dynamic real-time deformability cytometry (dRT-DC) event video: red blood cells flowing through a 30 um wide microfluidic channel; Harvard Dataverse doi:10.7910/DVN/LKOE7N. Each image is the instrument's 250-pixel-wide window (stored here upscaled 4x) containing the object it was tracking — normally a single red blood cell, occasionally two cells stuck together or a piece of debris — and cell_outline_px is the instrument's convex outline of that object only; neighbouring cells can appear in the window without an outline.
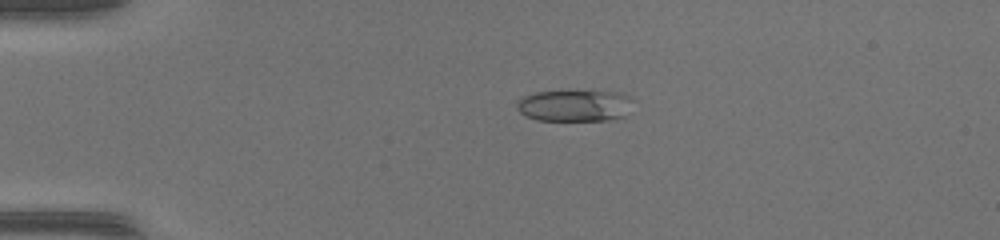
{"species": "common noctule bat (a hibernating species)", "species_latin": "Nyctalus noctula", "temperature_condition": "warm", "stored_images_in_passage": 51, "camera_frame_rate_fps": 3000, "um_per_image_px": 0.085, "animal": {"sex": "female", "body_mass_g": 17.0, "forearm_length_mm": 48.0}, "frame": {"image": 1, "passage_image": 12, "time_ms": 3.667, "image_size_px": [1000, 240], "cell_outline_px": [[632, 100], [624, 116], [608, 120], [540, 120], [528, 116], [520, 112], [516, 108], [516, 104], [524, 96], [536, 92], [616, 92], [628, 96]], "centroid_in_image_um": [48.82, 8.99], "position_along_channel_um": 36.2, "area_um2": 20.75}}
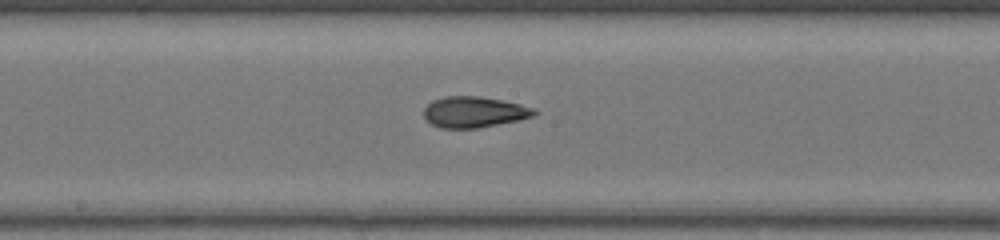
{"frame": {"image": 2, "passage_image": 28, "time_ms": 9.0, "image_size_px": [1000, 240], "cell_outline_px": [[540, 112], [532, 116], [516, 120], [476, 128], [440, 128], [424, 120], [424, 108], [432, 100], [444, 96], [480, 96], [520, 104], [532, 108]], "centroid_in_image_um": [40.24, 9.51], "position_along_channel_um": 208.0, "area_um2": 19.77}}
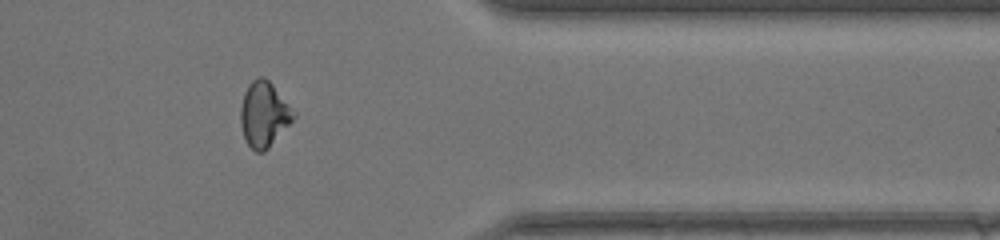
{"frame": {"image": 3, "passage_image": 42, "time_ms": 13.667, "image_size_px": [1000, 240], "cell_outline_px": [[296, 116], [268, 148], [264, 152], [256, 152], [244, 140], [240, 124], [240, 108], [244, 92], [248, 84], [256, 76], [264, 76], [272, 84], [296, 112]], "centroid_in_image_um": [22.41, 9.7], "position_along_channel_um": 389.0, "area_um2": 20.23}, "authors_computed_cell_mechanics": {"area_um2": 20.4034, "velocity_mm_per_s": 4.1757, "shape_relaxation_time_tau1_ms": 10.3156, "shape_relaxation_time_tau2_ms": 1.5445, "deformation_change_tau1": 0.2797, "deformation_change_tau2": 0.0761}}